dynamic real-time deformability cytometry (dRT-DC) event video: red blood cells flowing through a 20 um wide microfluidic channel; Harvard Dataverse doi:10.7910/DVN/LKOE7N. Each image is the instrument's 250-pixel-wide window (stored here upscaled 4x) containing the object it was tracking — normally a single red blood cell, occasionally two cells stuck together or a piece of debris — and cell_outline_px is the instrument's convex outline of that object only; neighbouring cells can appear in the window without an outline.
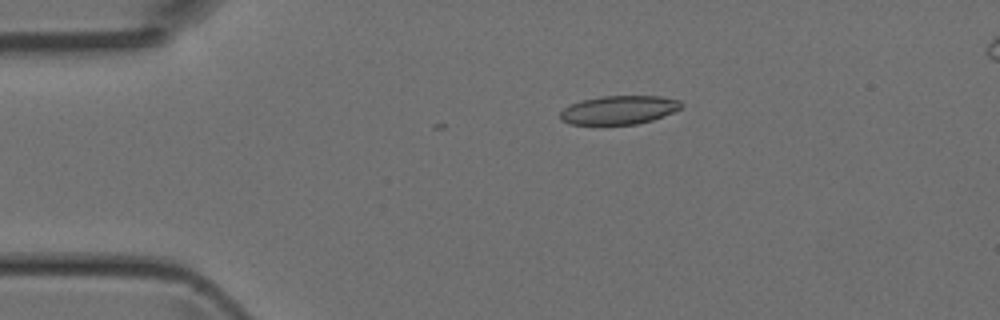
{"species": "Egyptian fruit bat (a non-hibernating species)", "species_latin": "Rousettus aegyptiacus", "temperature_condition": "room temperature", "stored_images_in_passage": 6, "camera_frame_rate_fps": 3000, "um_per_image_px": 0.085, "animal": {"sex": "female"}, "frame": {"image": 1, "passage_image": 2, "time_ms": 0.333, "image_size_px": [1000, 320], "cell_outline_px": [[684, 104], [680, 108], [672, 112], [652, 120], [636, 124], [568, 124], [560, 120], [560, 112], [564, 108], [572, 104], [584, 100], [604, 96], [660, 96], [680, 100]], "centroid_in_image_um": [52.62, 9.35], "position_along_channel_um": 32.4, "area_um2": 20.0}}